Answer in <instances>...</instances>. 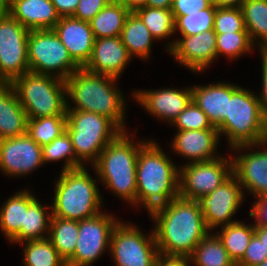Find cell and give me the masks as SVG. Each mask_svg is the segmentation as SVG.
<instances>
[{
    "label": "cell",
    "mask_w": 267,
    "mask_h": 266,
    "mask_svg": "<svg viewBox=\"0 0 267 266\" xmlns=\"http://www.w3.org/2000/svg\"><path fill=\"white\" fill-rule=\"evenodd\" d=\"M196 266H236L218 236L208 233L189 257Z\"/></svg>",
    "instance_id": "obj_31"
},
{
    "label": "cell",
    "mask_w": 267,
    "mask_h": 266,
    "mask_svg": "<svg viewBox=\"0 0 267 266\" xmlns=\"http://www.w3.org/2000/svg\"><path fill=\"white\" fill-rule=\"evenodd\" d=\"M212 0H173L171 12L173 16H185V13H194L209 8Z\"/></svg>",
    "instance_id": "obj_43"
},
{
    "label": "cell",
    "mask_w": 267,
    "mask_h": 266,
    "mask_svg": "<svg viewBox=\"0 0 267 266\" xmlns=\"http://www.w3.org/2000/svg\"><path fill=\"white\" fill-rule=\"evenodd\" d=\"M66 115L46 116L28 119L27 134L41 147L50 144L66 131Z\"/></svg>",
    "instance_id": "obj_33"
},
{
    "label": "cell",
    "mask_w": 267,
    "mask_h": 266,
    "mask_svg": "<svg viewBox=\"0 0 267 266\" xmlns=\"http://www.w3.org/2000/svg\"><path fill=\"white\" fill-rule=\"evenodd\" d=\"M267 259V250L263 242L254 235L245 250L244 256L236 266H257Z\"/></svg>",
    "instance_id": "obj_41"
},
{
    "label": "cell",
    "mask_w": 267,
    "mask_h": 266,
    "mask_svg": "<svg viewBox=\"0 0 267 266\" xmlns=\"http://www.w3.org/2000/svg\"><path fill=\"white\" fill-rule=\"evenodd\" d=\"M36 198L28 191L23 190L11 196L0 210V228L10 240L24 225L25 212Z\"/></svg>",
    "instance_id": "obj_26"
},
{
    "label": "cell",
    "mask_w": 267,
    "mask_h": 266,
    "mask_svg": "<svg viewBox=\"0 0 267 266\" xmlns=\"http://www.w3.org/2000/svg\"><path fill=\"white\" fill-rule=\"evenodd\" d=\"M126 131H122L100 153L93 164L99 180L122 199L136 204V169L139 149L146 143L133 144Z\"/></svg>",
    "instance_id": "obj_5"
},
{
    "label": "cell",
    "mask_w": 267,
    "mask_h": 266,
    "mask_svg": "<svg viewBox=\"0 0 267 266\" xmlns=\"http://www.w3.org/2000/svg\"><path fill=\"white\" fill-rule=\"evenodd\" d=\"M173 0H147L146 6L153 8L171 9Z\"/></svg>",
    "instance_id": "obj_48"
},
{
    "label": "cell",
    "mask_w": 267,
    "mask_h": 266,
    "mask_svg": "<svg viewBox=\"0 0 267 266\" xmlns=\"http://www.w3.org/2000/svg\"><path fill=\"white\" fill-rule=\"evenodd\" d=\"M217 7H241L244 0H212Z\"/></svg>",
    "instance_id": "obj_49"
},
{
    "label": "cell",
    "mask_w": 267,
    "mask_h": 266,
    "mask_svg": "<svg viewBox=\"0 0 267 266\" xmlns=\"http://www.w3.org/2000/svg\"><path fill=\"white\" fill-rule=\"evenodd\" d=\"M30 30L9 13L0 14V84L12 83L29 72L27 41Z\"/></svg>",
    "instance_id": "obj_10"
},
{
    "label": "cell",
    "mask_w": 267,
    "mask_h": 266,
    "mask_svg": "<svg viewBox=\"0 0 267 266\" xmlns=\"http://www.w3.org/2000/svg\"><path fill=\"white\" fill-rule=\"evenodd\" d=\"M80 0H51L60 17L73 16Z\"/></svg>",
    "instance_id": "obj_45"
},
{
    "label": "cell",
    "mask_w": 267,
    "mask_h": 266,
    "mask_svg": "<svg viewBox=\"0 0 267 266\" xmlns=\"http://www.w3.org/2000/svg\"><path fill=\"white\" fill-rule=\"evenodd\" d=\"M178 130H204L217 129L214 127L206 113L192 100L189 105L173 120Z\"/></svg>",
    "instance_id": "obj_40"
},
{
    "label": "cell",
    "mask_w": 267,
    "mask_h": 266,
    "mask_svg": "<svg viewBox=\"0 0 267 266\" xmlns=\"http://www.w3.org/2000/svg\"><path fill=\"white\" fill-rule=\"evenodd\" d=\"M45 208L47 209V207H43L41 202L36 198L28 206L27 211L25 212L24 225H21V229L10 239V241L24 243L29 240H42L48 238L44 236V232L49 234L52 214H46L45 211L47 210Z\"/></svg>",
    "instance_id": "obj_27"
},
{
    "label": "cell",
    "mask_w": 267,
    "mask_h": 266,
    "mask_svg": "<svg viewBox=\"0 0 267 266\" xmlns=\"http://www.w3.org/2000/svg\"><path fill=\"white\" fill-rule=\"evenodd\" d=\"M147 0H127V8L134 12L135 10L146 6Z\"/></svg>",
    "instance_id": "obj_51"
},
{
    "label": "cell",
    "mask_w": 267,
    "mask_h": 266,
    "mask_svg": "<svg viewBox=\"0 0 267 266\" xmlns=\"http://www.w3.org/2000/svg\"><path fill=\"white\" fill-rule=\"evenodd\" d=\"M108 4L107 0H80L72 17L89 22Z\"/></svg>",
    "instance_id": "obj_42"
},
{
    "label": "cell",
    "mask_w": 267,
    "mask_h": 266,
    "mask_svg": "<svg viewBox=\"0 0 267 266\" xmlns=\"http://www.w3.org/2000/svg\"><path fill=\"white\" fill-rule=\"evenodd\" d=\"M136 226L118 222L110 238V251L116 266H155L159 255L154 231L145 237Z\"/></svg>",
    "instance_id": "obj_11"
},
{
    "label": "cell",
    "mask_w": 267,
    "mask_h": 266,
    "mask_svg": "<svg viewBox=\"0 0 267 266\" xmlns=\"http://www.w3.org/2000/svg\"><path fill=\"white\" fill-rule=\"evenodd\" d=\"M258 98L253 92L228 83L227 115L217 129L219 136H227L232 149L266 145L267 117Z\"/></svg>",
    "instance_id": "obj_3"
},
{
    "label": "cell",
    "mask_w": 267,
    "mask_h": 266,
    "mask_svg": "<svg viewBox=\"0 0 267 266\" xmlns=\"http://www.w3.org/2000/svg\"><path fill=\"white\" fill-rule=\"evenodd\" d=\"M130 12L123 5L108 4L89 21L94 38L120 36Z\"/></svg>",
    "instance_id": "obj_28"
},
{
    "label": "cell",
    "mask_w": 267,
    "mask_h": 266,
    "mask_svg": "<svg viewBox=\"0 0 267 266\" xmlns=\"http://www.w3.org/2000/svg\"><path fill=\"white\" fill-rule=\"evenodd\" d=\"M25 243L23 258L25 266H67L66 261L48 238L29 240Z\"/></svg>",
    "instance_id": "obj_35"
},
{
    "label": "cell",
    "mask_w": 267,
    "mask_h": 266,
    "mask_svg": "<svg viewBox=\"0 0 267 266\" xmlns=\"http://www.w3.org/2000/svg\"><path fill=\"white\" fill-rule=\"evenodd\" d=\"M233 174L256 198L267 195V150L232 157Z\"/></svg>",
    "instance_id": "obj_21"
},
{
    "label": "cell",
    "mask_w": 267,
    "mask_h": 266,
    "mask_svg": "<svg viewBox=\"0 0 267 266\" xmlns=\"http://www.w3.org/2000/svg\"><path fill=\"white\" fill-rule=\"evenodd\" d=\"M132 59L120 36L98 38L89 61L83 67L87 71L118 78Z\"/></svg>",
    "instance_id": "obj_18"
},
{
    "label": "cell",
    "mask_w": 267,
    "mask_h": 266,
    "mask_svg": "<svg viewBox=\"0 0 267 266\" xmlns=\"http://www.w3.org/2000/svg\"><path fill=\"white\" fill-rule=\"evenodd\" d=\"M42 147L28 134L0 140V170L22 176L43 165Z\"/></svg>",
    "instance_id": "obj_15"
},
{
    "label": "cell",
    "mask_w": 267,
    "mask_h": 266,
    "mask_svg": "<svg viewBox=\"0 0 267 266\" xmlns=\"http://www.w3.org/2000/svg\"><path fill=\"white\" fill-rule=\"evenodd\" d=\"M27 49L30 72L55 75L66 80L80 68L53 29L30 30Z\"/></svg>",
    "instance_id": "obj_9"
},
{
    "label": "cell",
    "mask_w": 267,
    "mask_h": 266,
    "mask_svg": "<svg viewBox=\"0 0 267 266\" xmlns=\"http://www.w3.org/2000/svg\"><path fill=\"white\" fill-rule=\"evenodd\" d=\"M180 169L179 196L197 200L206 196L233 174V163L222 157L210 161L189 162Z\"/></svg>",
    "instance_id": "obj_12"
},
{
    "label": "cell",
    "mask_w": 267,
    "mask_h": 266,
    "mask_svg": "<svg viewBox=\"0 0 267 266\" xmlns=\"http://www.w3.org/2000/svg\"><path fill=\"white\" fill-rule=\"evenodd\" d=\"M168 52L193 72L203 71L217 57L216 33L204 31L168 44Z\"/></svg>",
    "instance_id": "obj_16"
},
{
    "label": "cell",
    "mask_w": 267,
    "mask_h": 266,
    "mask_svg": "<svg viewBox=\"0 0 267 266\" xmlns=\"http://www.w3.org/2000/svg\"><path fill=\"white\" fill-rule=\"evenodd\" d=\"M180 169L157 146L146 142L138 152L136 169V205L141 203L150 213L179 196Z\"/></svg>",
    "instance_id": "obj_2"
},
{
    "label": "cell",
    "mask_w": 267,
    "mask_h": 266,
    "mask_svg": "<svg viewBox=\"0 0 267 266\" xmlns=\"http://www.w3.org/2000/svg\"><path fill=\"white\" fill-rule=\"evenodd\" d=\"M66 132L76 156V169L83 161L94 164L100 153L122 130L106 116L94 112L66 110Z\"/></svg>",
    "instance_id": "obj_7"
},
{
    "label": "cell",
    "mask_w": 267,
    "mask_h": 266,
    "mask_svg": "<svg viewBox=\"0 0 267 266\" xmlns=\"http://www.w3.org/2000/svg\"><path fill=\"white\" fill-rule=\"evenodd\" d=\"M155 39H164L175 32V19L171 9L144 6L134 11Z\"/></svg>",
    "instance_id": "obj_34"
},
{
    "label": "cell",
    "mask_w": 267,
    "mask_h": 266,
    "mask_svg": "<svg viewBox=\"0 0 267 266\" xmlns=\"http://www.w3.org/2000/svg\"><path fill=\"white\" fill-rule=\"evenodd\" d=\"M53 31L67 48L72 60L83 68L90 59L95 41L89 22L72 16L60 17Z\"/></svg>",
    "instance_id": "obj_17"
},
{
    "label": "cell",
    "mask_w": 267,
    "mask_h": 266,
    "mask_svg": "<svg viewBox=\"0 0 267 266\" xmlns=\"http://www.w3.org/2000/svg\"><path fill=\"white\" fill-rule=\"evenodd\" d=\"M109 4L123 5L127 8V0H107Z\"/></svg>",
    "instance_id": "obj_53"
},
{
    "label": "cell",
    "mask_w": 267,
    "mask_h": 266,
    "mask_svg": "<svg viewBox=\"0 0 267 266\" xmlns=\"http://www.w3.org/2000/svg\"><path fill=\"white\" fill-rule=\"evenodd\" d=\"M253 45L248 32L216 34L217 57L223 54L234 59L248 51L251 52Z\"/></svg>",
    "instance_id": "obj_38"
},
{
    "label": "cell",
    "mask_w": 267,
    "mask_h": 266,
    "mask_svg": "<svg viewBox=\"0 0 267 266\" xmlns=\"http://www.w3.org/2000/svg\"><path fill=\"white\" fill-rule=\"evenodd\" d=\"M9 14L28 30L53 29L60 19L51 0H12Z\"/></svg>",
    "instance_id": "obj_22"
},
{
    "label": "cell",
    "mask_w": 267,
    "mask_h": 266,
    "mask_svg": "<svg viewBox=\"0 0 267 266\" xmlns=\"http://www.w3.org/2000/svg\"><path fill=\"white\" fill-rule=\"evenodd\" d=\"M257 266H267V259L263 261L261 264H258Z\"/></svg>",
    "instance_id": "obj_54"
},
{
    "label": "cell",
    "mask_w": 267,
    "mask_h": 266,
    "mask_svg": "<svg viewBox=\"0 0 267 266\" xmlns=\"http://www.w3.org/2000/svg\"><path fill=\"white\" fill-rule=\"evenodd\" d=\"M255 235L263 242L267 250V227L255 226Z\"/></svg>",
    "instance_id": "obj_50"
},
{
    "label": "cell",
    "mask_w": 267,
    "mask_h": 266,
    "mask_svg": "<svg viewBox=\"0 0 267 266\" xmlns=\"http://www.w3.org/2000/svg\"><path fill=\"white\" fill-rule=\"evenodd\" d=\"M98 190L85 167L61 171L50 206L52 217L81 221L98 215L103 202Z\"/></svg>",
    "instance_id": "obj_6"
},
{
    "label": "cell",
    "mask_w": 267,
    "mask_h": 266,
    "mask_svg": "<svg viewBox=\"0 0 267 266\" xmlns=\"http://www.w3.org/2000/svg\"><path fill=\"white\" fill-rule=\"evenodd\" d=\"M149 214L157 222L153 231L161 255L189 258L210 232L197 200L178 196Z\"/></svg>",
    "instance_id": "obj_1"
},
{
    "label": "cell",
    "mask_w": 267,
    "mask_h": 266,
    "mask_svg": "<svg viewBox=\"0 0 267 266\" xmlns=\"http://www.w3.org/2000/svg\"><path fill=\"white\" fill-rule=\"evenodd\" d=\"M120 38L131 57L136 55L142 59H148L155 39L134 12L127 16Z\"/></svg>",
    "instance_id": "obj_25"
},
{
    "label": "cell",
    "mask_w": 267,
    "mask_h": 266,
    "mask_svg": "<svg viewBox=\"0 0 267 266\" xmlns=\"http://www.w3.org/2000/svg\"><path fill=\"white\" fill-rule=\"evenodd\" d=\"M243 198V189L232 174L214 191L197 199L208 230L236 222L231 221V217L236 213Z\"/></svg>",
    "instance_id": "obj_14"
},
{
    "label": "cell",
    "mask_w": 267,
    "mask_h": 266,
    "mask_svg": "<svg viewBox=\"0 0 267 266\" xmlns=\"http://www.w3.org/2000/svg\"><path fill=\"white\" fill-rule=\"evenodd\" d=\"M262 53L267 57V48L262 51Z\"/></svg>",
    "instance_id": "obj_55"
},
{
    "label": "cell",
    "mask_w": 267,
    "mask_h": 266,
    "mask_svg": "<svg viewBox=\"0 0 267 266\" xmlns=\"http://www.w3.org/2000/svg\"><path fill=\"white\" fill-rule=\"evenodd\" d=\"M191 89L192 100L206 113L211 124L217 128L227 115L228 83L194 86Z\"/></svg>",
    "instance_id": "obj_24"
},
{
    "label": "cell",
    "mask_w": 267,
    "mask_h": 266,
    "mask_svg": "<svg viewBox=\"0 0 267 266\" xmlns=\"http://www.w3.org/2000/svg\"><path fill=\"white\" fill-rule=\"evenodd\" d=\"M218 129L178 130L172 143L173 151L194 162L218 158L215 154L219 140Z\"/></svg>",
    "instance_id": "obj_20"
},
{
    "label": "cell",
    "mask_w": 267,
    "mask_h": 266,
    "mask_svg": "<svg viewBox=\"0 0 267 266\" xmlns=\"http://www.w3.org/2000/svg\"><path fill=\"white\" fill-rule=\"evenodd\" d=\"M213 31L216 34L248 32L241 7H217Z\"/></svg>",
    "instance_id": "obj_39"
},
{
    "label": "cell",
    "mask_w": 267,
    "mask_h": 266,
    "mask_svg": "<svg viewBox=\"0 0 267 266\" xmlns=\"http://www.w3.org/2000/svg\"><path fill=\"white\" fill-rule=\"evenodd\" d=\"M111 214H103L79 221L77 245L67 266H89L110 246L113 228L119 220Z\"/></svg>",
    "instance_id": "obj_13"
},
{
    "label": "cell",
    "mask_w": 267,
    "mask_h": 266,
    "mask_svg": "<svg viewBox=\"0 0 267 266\" xmlns=\"http://www.w3.org/2000/svg\"><path fill=\"white\" fill-rule=\"evenodd\" d=\"M241 9L249 37L254 45L253 41L260 39L257 42L262 52L267 48V0H244Z\"/></svg>",
    "instance_id": "obj_30"
},
{
    "label": "cell",
    "mask_w": 267,
    "mask_h": 266,
    "mask_svg": "<svg viewBox=\"0 0 267 266\" xmlns=\"http://www.w3.org/2000/svg\"><path fill=\"white\" fill-rule=\"evenodd\" d=\"M139 91L133 93L136 101L154 117L157 116L161 120L166 119L170 123H172L192 101L191 88H186L184 90L164 88L155 91Z\"/></svg>",
    "instance_id": "obj_19"
},
{
    "label": "cell",
    "mask_w": 267,
    "mask_h": 266,
    "mask_svg": "<svg viewBox=\"0 0 267 266\" xmlns=\"http://www.w3.org/2000/svg\"><path fill=\"white\" fill-rule=\"evenodd\" d=\"M12 0H0V14H7L10 12Z\"/></svg>",
    "instance_id": "obj_52"
},
{
    "label": "cell",
    "mask_w": 267,
    "mask_h": 266,
    "mask_svg": "<svg viewBox=\"0 0 267 266\" xmlns=\"http://www.w3.org/2000/svg\"><path fill=\"white\" fill-rule=\"evenodd\" d=\"M117 79L89 72L85 68L77 69L65 80L66 95L76 104L71 109L67 102V110L94 112L106 116L125 131V102L121 92L114 86Z\"/></svg>",
    "instance_id": "obj_4"
},
{
    "label": "cell",
    "mask_w": 267,
    "mask_h": 266,
    "mask_svg": "<svg viewBox=\"0 0 267 266\" xmlns=\"http://www.w3.org/2000/svg\"><path fill=\"white\" fill-rule=\"evenodd\" d=\"M262 57V92L259 101L261 103L264 114L267 117V57L261 52Z\"/></svg>",
    "instance_id": "obj_47"
},
{
    "label": "cell",
    "mask_w": 267,
    "mask_h": 266,
    "mask_svg": "<svg viewBox=\"0 0 267 266\" xmlns=\"http://www.w3.org/2000/svg\"><path fill=\"white\" fill-rule=\"evenodd\" d=\"M258 201L254 202V206L249 216L256 217L255 226L267 227V195L258 197Z\"/></svg>",
    "instance_id": "obj_44"
},
{
    "label": "cell",
    "mask_w": 267,
    "mask_h": 266,
    "mask_svg": "<svg viewBox=\"0 0 267 266\" xmlns=\"http://www.w3.org/2000/svg\"><path fill=\"white\" fill-rule=\"evenodd\" d=\"M79 233V221L52 217L48 239L67 262L74 254Z\"/></svg>",
    "instance_id": "obj_29"
},
{
    "label": "cell",
    "mask_w": 267,
    "mask_h": 266,
    "mask_svg": "<svg viewBox=\"0 0 267 266\" xmlns=\"http://www.w3.org/2000/svg\"><path fill=\"white\" fill-rule=\"evenodd\" d=\"M28 119L66 115L65 80L47 74L26 72L11 83Z\"/></svg>",
    "instance_id": "obj_8"
},
{
    "label": "cell",
    "mask_w": 267,
    "mask_h": 266,
    "mask_svg": "<svg viewBox=\"0 0 267 266\" xmlns=\"http://www.w3.org/2000/svg\"><path fill=\"white\" fill-rule=\"evenodd\" d=\"M27 122V114L13 85L0 84V140L26 134Z\"/></svg>",
    "instance_id": "obj_23"
},
{
    "label": "cell",
    "mask_w": 267,
    "mask_h": 266,
    "mask_svg": "<svg viewBox=\"0 0 267 266\" xmlns=\"http://www.w3.org/2000/svg\"><path fill=\"white\" fill-rule=\"evenodd\" d=\"M190 258L188 257H177V256H165L159 254L155 266H190Z\"/></svg>",
    "instance_id": "obj_46"
},
{
    "label": "cell",
    "mask_w": 267,
    "mask_h": 266,
    "mask_svg": "<svg viewBox=\"0 0 267 266\" xmlns=\"http://www.w3.org/2000/svg\"><path fill=\"white\" fill-rule=\"evenodd\" d=\"M216 234L227 250L229 257L235 264L244 256L252 237L255 235V225H246L236 221L227 226H223Z\"/></svg>",
    "instance_id": "obj_32"
},
{
    "label": "cell",
    "mask_w": 267,
    "mask_h": 266,
    "mask_svg": "<svg viewBox=\"0 0 267 266\" xmlns=\"http://www.w3.org/2000/svg\"><path fill=\"white\" fill-rule=\"evenodd\" d=\"M213 3L209 8L194 13H185V16H174L175 31L179 29L182 36H191L204 31L213 30L215 11Z\"/></svg>",
    "instance_id": "obj_36"
},
{
    "label": "cell",
    "mask_w": 267,
    "mask_h": 266,
    "mask_svg": "<svg viewBox=\"0 0 267 266\" xmlns=\"http://www.w3.org/2000/svg\"><path fill=\"white\" fill-rule=\"evenodd\" d=\"M44 163L66 159L62 171L76 169V156L70 136L65 131L50 144L42 147Z\"/></svg>",
    "instance_id": "obj_37"
}]
</instances>
